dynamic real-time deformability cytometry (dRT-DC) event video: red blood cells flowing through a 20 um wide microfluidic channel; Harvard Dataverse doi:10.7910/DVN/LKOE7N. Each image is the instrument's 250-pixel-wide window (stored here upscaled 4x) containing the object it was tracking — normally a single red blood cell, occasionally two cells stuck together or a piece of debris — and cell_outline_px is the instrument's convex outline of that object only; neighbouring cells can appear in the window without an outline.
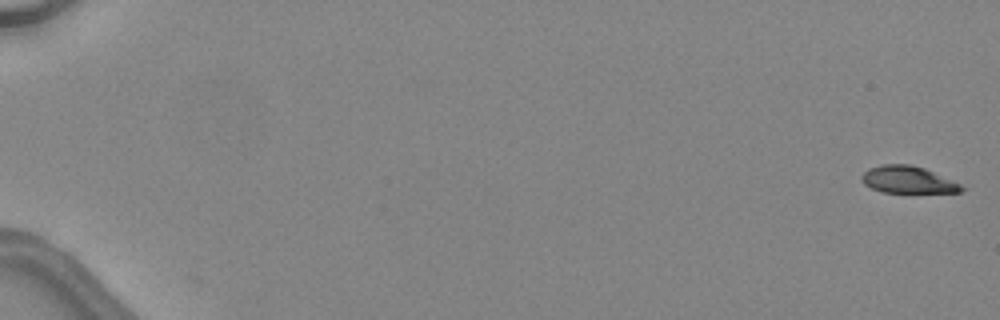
{"species": "common noctule bat (a hibernating species)", "species_latin": "Nyctalus noctula", "temperature_condition": "warm", "stored_images_in_passage": 3, "camera_frame_rate_fps": 3000, "um_per_image_px": 0.085, "animal": {"sex": "female", "body_mass_g": 24.6, "forearm_length_mm": 56.2}, "frame": {"image": 1, "passage_image": 1, "time_ms": 0.0, "image_size_px": [1000, 320], "cell_outline_px": [[968, 188], [960, 192], [880, 192], [864, 184], [860, 180], [860, 176], [868, 168], [880, 164], [912, 164], [924, 168], [960, 184]], "centroid_in_image_um": [77.13, 15.27], "position_along_channel_um": 7.9, "area_um2": 15.78}}